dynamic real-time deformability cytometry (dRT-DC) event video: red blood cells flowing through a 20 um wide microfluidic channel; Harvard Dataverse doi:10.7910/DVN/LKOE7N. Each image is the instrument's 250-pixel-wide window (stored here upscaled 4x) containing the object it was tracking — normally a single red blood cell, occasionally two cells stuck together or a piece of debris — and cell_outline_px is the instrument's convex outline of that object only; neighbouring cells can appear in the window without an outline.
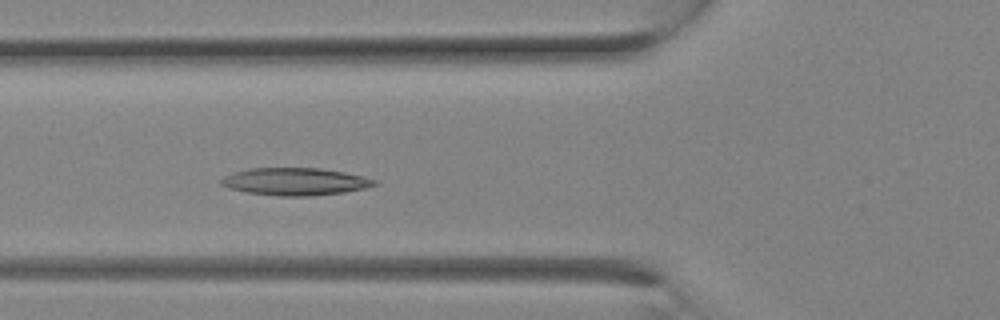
{"species": "Egyptian fruit bat (a non-hibernating species)", "species_latin": "Rousettus aegyptiacus", "temperature_condition": "room temperature", "stored_images_in_passage": 17, "camera_frame_rate_fps": 3000, "um_per_image_px": 0.085, "animal": {"sex": "female"}, "frame": {"image": 1, "passage_image": 9, "time_ms": 2.667, "image_size_px": [1000, 320], "cell_outline_px": [[380, 184], [364, 188], [344, 192], [312, 196], [280, 196], [248, 192], [228, 188], [220, 184], [220, 180], [224, 176], [232, 172], [248, 168], [320, 168], [344, 172], [376, 180]], "centroid_in_image_um": [25.06, 15.43], "position_along_channel_um": 100.7, "area_um2": 24.51}}
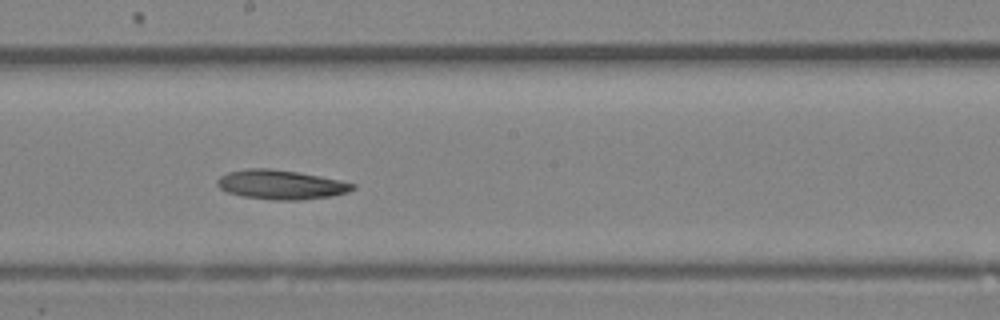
{"frame": {"image": 2, "passage_image": 14, "time_ms": 4.333, "image_size_px": [1000, 320], "cell_outline_px": [[356, 188], [348, 192], [332, 196], [300, 200], [272, 200], [244, 196], [228, 192], [220, 188], [216, 184], [216, 180], [220, 176], [228, 172], [248, 168], [268, 168], [296, 172], [320, 176], [340, 180], [356, 184]], "centroid_in_image_um": [23.89, 15.69], "position_along_channel_um": 224.3, "area_um2": 23.12}}
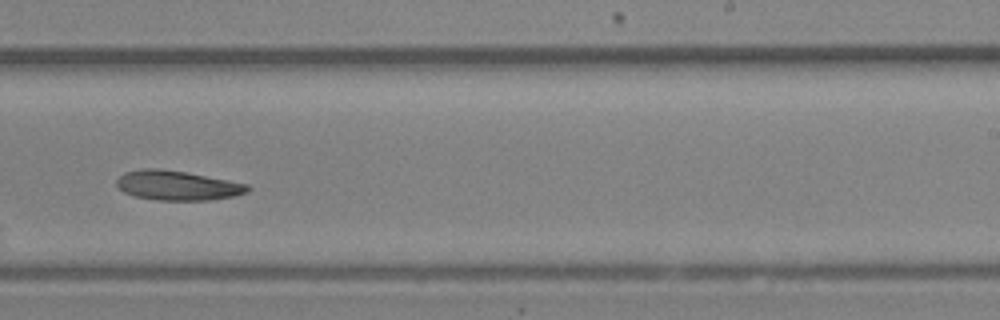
{"frame": {"image": 3, "passage_image": 16, "time_ms": 5.0, "image_size_px": [1000, 320], "cell_outline_px": [[252, 188], [248, 192], [232, 196], [208, 200], [156, 200], [136, 196], [124, 192], [116, 184], [116, 180], [124, 172], [144, 168], [160, 168], [184, 172], [248, 184]], "centroid_in_image_um": [15.07, 15.76], "position_along_channel_um": 273.9, "area_um2": 22.37}}